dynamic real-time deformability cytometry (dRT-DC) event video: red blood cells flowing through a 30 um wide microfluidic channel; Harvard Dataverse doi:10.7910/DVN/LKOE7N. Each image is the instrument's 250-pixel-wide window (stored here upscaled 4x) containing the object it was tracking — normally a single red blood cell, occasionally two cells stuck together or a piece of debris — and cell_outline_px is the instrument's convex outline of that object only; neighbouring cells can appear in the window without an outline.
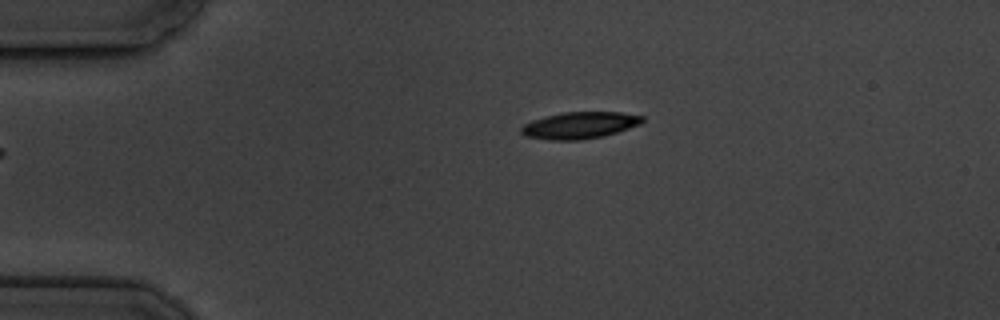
{"species": "common noctule bat (a hibernating species)", "species_latin": "Nyctalus noctula", "temperature_condition": "cold", "stored_images_in_passage": 2, "camera_frame_rate_fps": 3000, "um_per_image_px": 0.085, "animal": {"sex": "male", "body_mass_g": 19.5, "forearm_length_mm": 54.6}, "frame": {"image": 1, "passage_image": 2, "time_ms": 1.333, "image_size_px": [1000, 320], "cell_outline_px": [[644, 120], [640, 124], [604, 136], [580, 140], [552, 140], [524, 136], [520, 132], [520, 128], [524, 124], [532, 120], [544, 116], [564, 112], [620, 112], [644, 116]], "centroid_in_image_um": [49.24, 10.65], "position_along_channel_um": 35.8, "area_um2": 18.9}}